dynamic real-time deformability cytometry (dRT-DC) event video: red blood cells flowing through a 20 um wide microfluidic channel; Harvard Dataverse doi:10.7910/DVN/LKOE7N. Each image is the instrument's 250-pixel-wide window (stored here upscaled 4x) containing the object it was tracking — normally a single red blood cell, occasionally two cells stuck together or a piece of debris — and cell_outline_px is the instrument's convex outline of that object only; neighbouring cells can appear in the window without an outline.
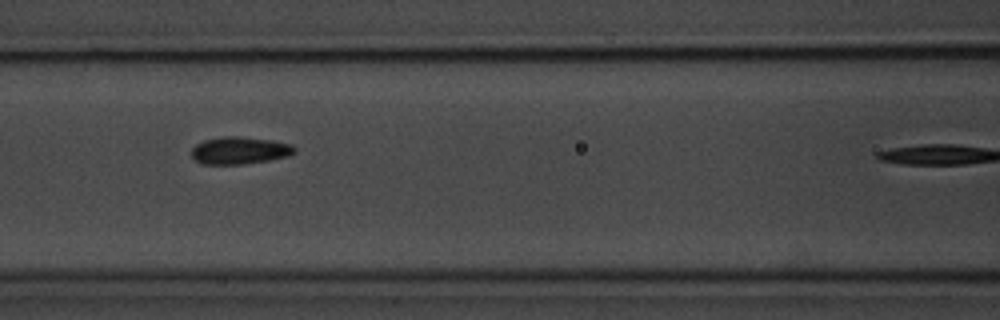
{"species": "common noctule bat (a hibernating species)", "species_latin": "Nyctalus noctula", "temperature_condition": "room temperature", "stored_images_in_passage": 7, "camera_frame_rate_fps": 3000, "um_per_image_px": 0.085, "animal": {"sex": "male", "body_mass_g": 20.1, "forearm_length_mm": 53.5}, "frame": {"image": 1, "passage_image": 5, "time_ms": 4.667, "image_size_px": [1000, 320], "cell_outline_px": [[296, 152], [288, 156], [268, 160], [244, 164], [200, 164], [192, 156], [192, 148], [196, 144], [204, 140], [224, 136], [240, 136], [272, 140], [292, 144], [296, 148]], "centroid_in_image_um": [20.38, 12.78], "position_along_channel_um": 146.2, "area_um2": 16.47}}
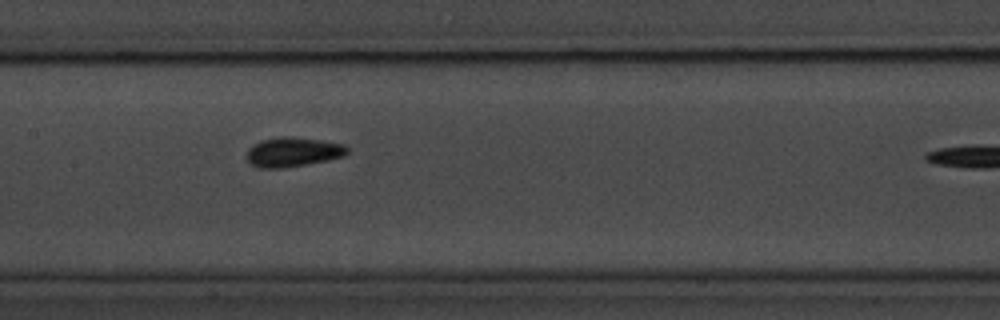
{"frame": {"image": 2, "passage_image": 6, "time_ms": 5.667, "image_size_px": [1000, 320], "cell_outline_px": [[348, 152], [344, 156], [328, 160], [284, 168], [260, 168], [252, 164], [248, 160], [248, 148], [252, 144], [260, 140], [280, 136], [292, 136], [320, 140], [344, 144], [348, 148]], "centroid_in_image_um": [24.9, 12.91], "position_along_channel_um": 182.5, "area_um2": 17.34}}